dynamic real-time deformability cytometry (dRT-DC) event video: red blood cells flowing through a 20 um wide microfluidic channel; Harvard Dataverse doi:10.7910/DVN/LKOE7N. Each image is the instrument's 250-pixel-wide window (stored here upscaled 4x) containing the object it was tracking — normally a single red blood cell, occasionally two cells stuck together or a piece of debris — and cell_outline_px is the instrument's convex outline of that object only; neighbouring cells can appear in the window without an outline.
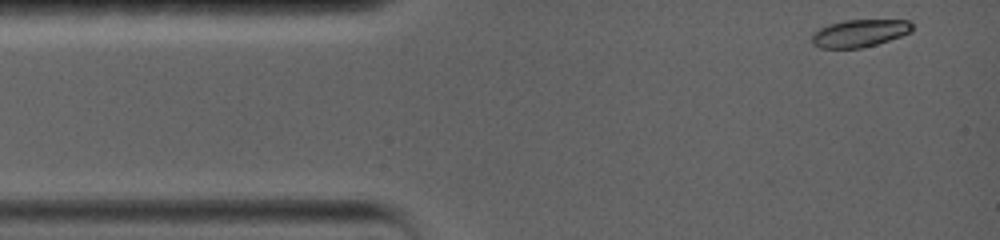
{"species": "common noctule bat (a hibernating species)", "species_latin": "Nyctalus noctula", "temperature_condition": "warm", "stored_images_in_passage": 7, "camera_frame_rate_fps": 5000, "um_per_image_px": 0.085, "animal": {"sex": "female", "body_mass_g": 19.0, "forearm_length_mm": 56.7}, "frame": {"image": 1, "passage_image": 1, "time_ms": 0.0, "image_size_px": [1000, 240], "cell_outline_px": [[912, 32], [876, 44], [860, 48], [820, 48], [812, 44], [812, 32], [828, 24], [844, 20], [908, 20], [912, 24]], "centroid_in_image_um": [73.03, 2.82], "position_along_channel_um": 12.0, "area_um2": 16.07}}
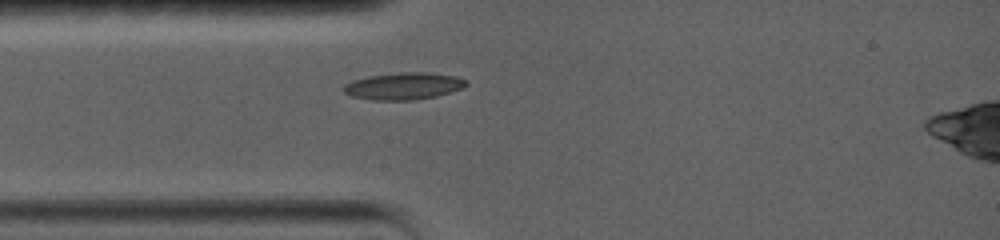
{"frame": {"image": 2, "passage_image": 5, "time_ms": 2.8, "image_size_px": [1000, 240], "cell_outline_px": [[468, 84], [464, 88], [436, 96], [412, 100], [372, 100], [352, 96], [344, 92], [340, 88], [344, 84], [352, 80], [368, 76], [404, 72], [424, 72], [456, 76], [464, 80]], "centroid_in_image_um": [34.27, 7.32], "position_along_channel_um": 50.7, "area_um2": 19.31}}
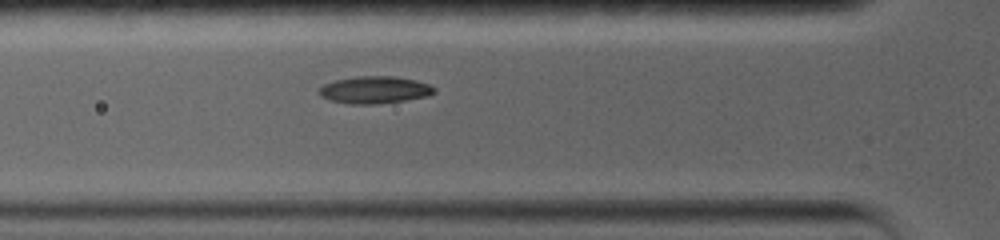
{"frame": {"image": 3, "passage_image": 7, "time_ms": 4.0, "image_size_px": [1000, 240], "cell_outline_px": [[436, 92], [428, 96], [404, 100], [376, 104], [348, 104], [328, 100], [320, 96], [320, 88], [324, 84], [336, 80], [356, 76], [392, 76], [416, 80], [428, 84], [436, 88]], "centroid_in_image_um": [31.85, 7.64], "position_along_channel_um": 94.0, "area_um2": 18.26}}